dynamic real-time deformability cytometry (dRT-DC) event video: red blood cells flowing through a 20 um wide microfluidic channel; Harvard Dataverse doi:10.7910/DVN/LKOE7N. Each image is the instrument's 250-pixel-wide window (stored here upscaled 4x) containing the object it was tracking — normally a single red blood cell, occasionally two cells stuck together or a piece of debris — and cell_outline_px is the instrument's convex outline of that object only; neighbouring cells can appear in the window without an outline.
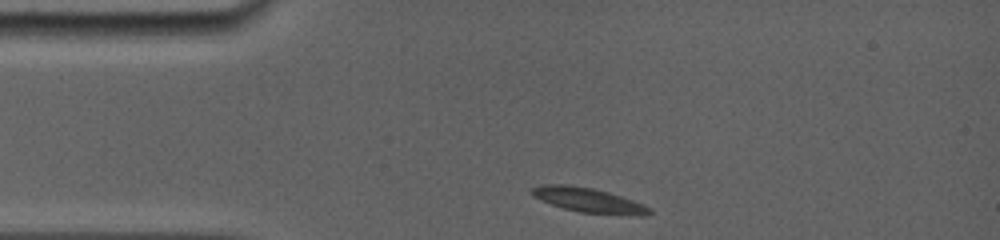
{"species": "common noctule bat (a hibernating species)", "species_latin": "Nyctalus noctula", "temperature_condition": "room temperature", "stored_images_in_passage": 54, "camera_frame_rate_fps": 5000, "um_per_image_px": 0.085, "animal": {"sex": "female", "body_mass_g": 19.0, "forearm_length_mm": 56.7}, "frame": {"image": 1, "passage_image": 1, "time_ms": 0.0, "image_size_px": [1000, 240], "cell_outline_px": [[652, 212], [644, 216], [636, 216], [580, 212], [564, 208], [540, 200], [532, 196], [528, 192], [532, 188], [540, 184], [568, 184], [592, 188], [608, 192], [644, 204], [652, 208]], "centroid_in_image_um": [50.01, 17.01], "position_along_channel_um": 35.0, "area_um2": 17.05}}
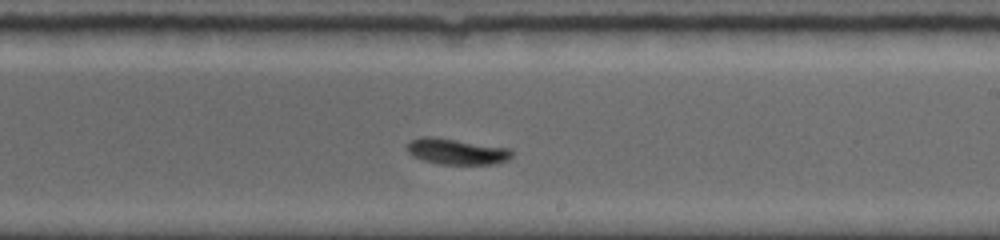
{"frame": {"image": 2, "passage_image": 30, "time_ms": 6.4, "image_size_px": [1000, 240], "cell_outline_px": [[512, 156], [508, 160], [496, 164], [440, 164], [424, 160], [412, 156], [408, 152], [408, 144], [412, 140], [420, 136], [432, 136], [512, 148]], "centroid_in_image_um": [38.85, 12.87], "position_along_channel_um": 250.1, "area_um2": 15.9}}
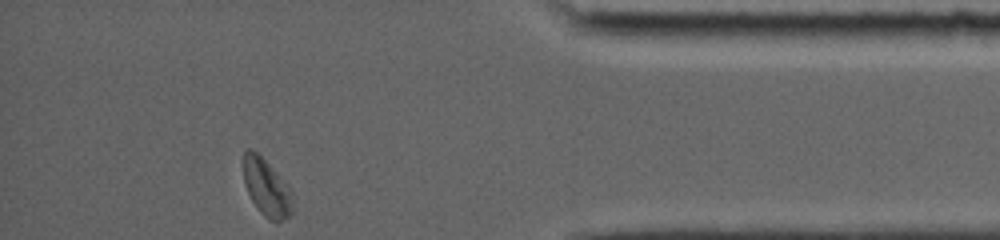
{"frame": {"image": 3, "passage_image": 54, "time_ms": 11.2, "image_size_px": [1000, 240], "cell_outline_px": [[292, 212], [288, 216], [280, 220], [268, 220], [260, 212], [252, 200], [244, 184], [244, 152], [248, 148], [252, 148], [288, 184], [292, 192]], "centroid_in_image_um": [22.66, 15.94], "position_along_channel_um": 412.5, "area_um2": 16.13}, "authors_computed_cell_mechanics": {"area_um2": 16.0395, "velocity_mm_per_s": 3.8307, "shape_relaxation_time_tau1_ms": 2.6018, "shape_relaxation_time_tau2_ms": null, "deformation_change_tau1": 0.1327, "deformation_change_tau2": null}}